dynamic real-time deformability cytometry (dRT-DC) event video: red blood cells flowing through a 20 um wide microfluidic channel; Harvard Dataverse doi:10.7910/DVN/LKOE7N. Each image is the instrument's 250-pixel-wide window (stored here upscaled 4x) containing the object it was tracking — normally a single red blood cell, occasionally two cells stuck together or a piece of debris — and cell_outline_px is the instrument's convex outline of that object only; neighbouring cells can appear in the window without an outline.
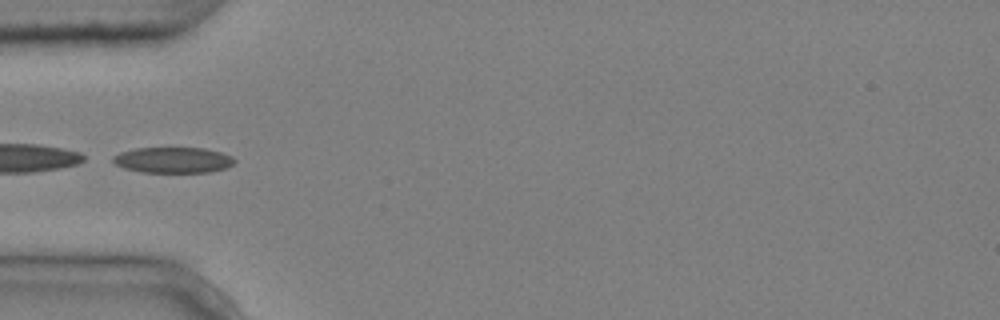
{"species": "common noctule bat (a hibernating species)", "species_latin": "Nyctalus noctula", "temperature_condition": "cold", "stored_images_in_passage": 9, "camera_frame_rate_fps": 3000, "um_per_image_px": 0.085, "animal": {"sex": "male", "body_mass_g": 20.4}, "frame": {"image": 1, "passage_image": 4, "time_ms": 1.0, "image_size_px": [1000, 320], "cell_outline_px": [[236, 160], [232, 164], [224, 168], [208, 172], [144, 172], [124, 168], [116, 164], [112, 160], [112, 156], [120, 152], [136, 148], [204, 148], [220, 152], [232, 156]], "centroid_in_image_um": [14.69, 13.59], "position_along_channel_um": 70.3, "area_um2": 18.09}}
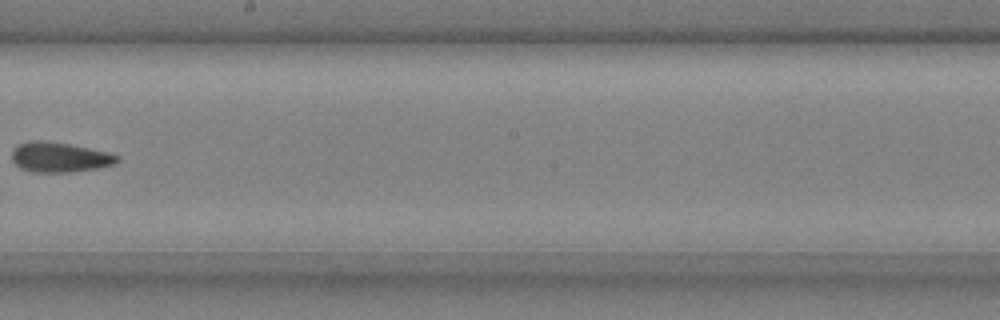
{"frame": {"image": 2, "passage_image": 8, "time_ms": 2.333, "image_size_px": [1000, 320], "cell_outline_px": [[120, 160], [116, 164], [96, 168], [72, 172], [32, 172], [20, 168], [12, 160], [12, 148], [20, 144], [32, 140], [40, 140], [68, 144], [108, 152], [120, 156]], "centroid_in_image_um": [5.07, 13.37], "position_along_channel_um": 243.1, "area_um2": 18.38}}
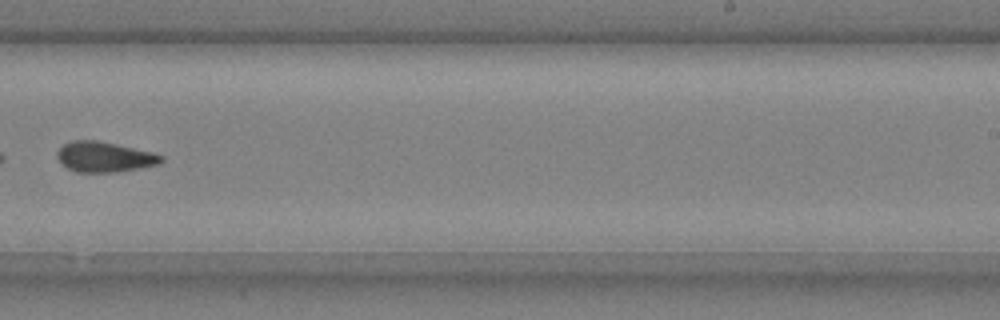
{"frame": {"image": 3, "passage_image": 9, "time_ms": 2.667, "image_size_px": [1000, 320], "cell_outline_px": [[164, 160], [160, 164], [120, 172], [76, 172], [68, 168], [56, 156], [56, 152], [64, 144], [72, 140], [96, 140], [116, 144], [152, 152], [164, 156]], "centroid_in_image_um": [8.9, 13.34], "position_along_channel_um": 280.1, "area_um2": 18.38}}